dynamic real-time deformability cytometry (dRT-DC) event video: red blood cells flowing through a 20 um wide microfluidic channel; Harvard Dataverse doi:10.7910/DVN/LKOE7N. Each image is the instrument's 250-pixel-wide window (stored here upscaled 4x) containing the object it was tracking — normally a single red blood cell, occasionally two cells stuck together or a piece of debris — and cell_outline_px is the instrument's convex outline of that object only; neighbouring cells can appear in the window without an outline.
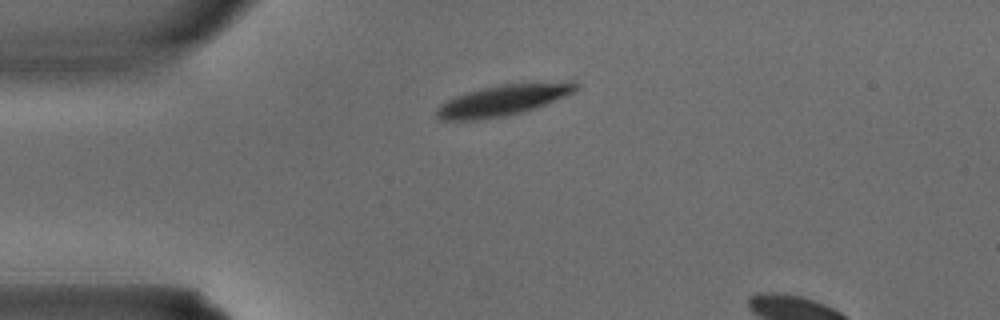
{"species": "common noctule bat (a hibernating species)", "species_latin": "Nyctalus noctula", "temperature_condition": "warm", "stored_images_in_passage": 3, "camera_frame_rate_fps": 3000, "um_per_image_px": 0.085, "animal": {"sex": "male", "body_mass_g": 15.6}, "frame": {"image": 1, "passage_image": 3, "time_ms": 0.667, "image_size_px": [1000, 320], "cell_outline_px": [[580, 88], [564, 96], [544, 104], [520, 112], [504, 116], [476, 120], [440, 120], [436, 116], [436, 108], [440, 104], [456, 96], [468, 92], [500, 84], [568, 80], [576, 80], [580, 84]], "centroid_in_image_um": [42.81, 8.48], "position_along_channel_um": 42.2, "area_um2": 25.09}}